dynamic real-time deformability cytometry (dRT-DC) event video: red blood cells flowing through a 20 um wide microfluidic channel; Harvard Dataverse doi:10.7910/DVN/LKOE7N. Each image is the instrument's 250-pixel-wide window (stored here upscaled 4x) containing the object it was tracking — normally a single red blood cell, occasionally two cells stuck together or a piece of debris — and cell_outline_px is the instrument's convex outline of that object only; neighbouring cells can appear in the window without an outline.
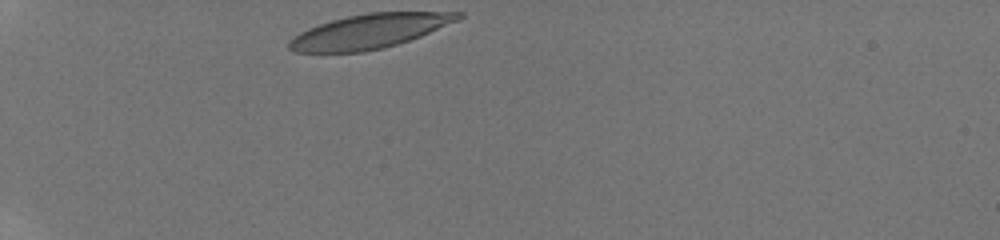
{"species": "human", "species_latin": "Homo sapiens", "temperature_condition": "room temperature", "stored_images_in_passage": 31, "camera_frame_rate_fps": 3000, "um_per_image_px": 0.085, "donor": {"sex": "male"}, "frame": {"image": 1, "passage_image": 1, "time_ms": 0.0, "image_size_px": [1000, 240], "cell_outline_px": [[464, 16], [460, 20], [420, 36], [384, 48], [364, 52], [296, 52], [288, 48], [288, 40], [300, 32], [308, 28], [332, 20], [348, 16], [368, 12], [464, 12]], "centroid_in_image_um": [31.42, 2.65], "position_along_channel_um": 53.6, "area_um2": 33.76}}
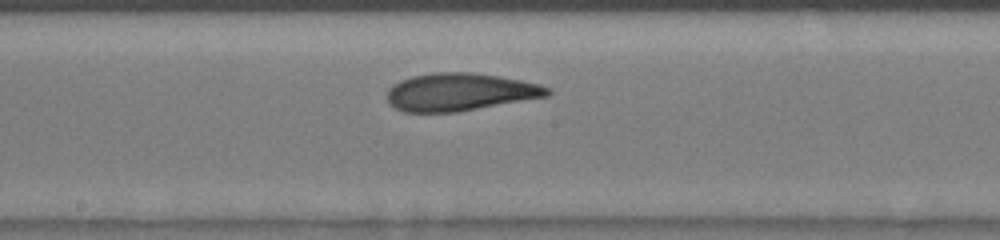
{"frame": {"image": 2, "passage_image": 15, "time_ms": 4.667, "image_size_px": [1000, 240], "cell_outline_px": [[552, 92], [548, 96], [456, 112], [404, 112], [388, 104], [388, 88], [400, 80], [412, 76], [432, 72], [472, 72], [520, 80], [540, 84], [552, 88]], "centroid_in_image_um": [39.09, 7.82], "position_along_channel_um": 209.1, "area_um2": 35.2}}
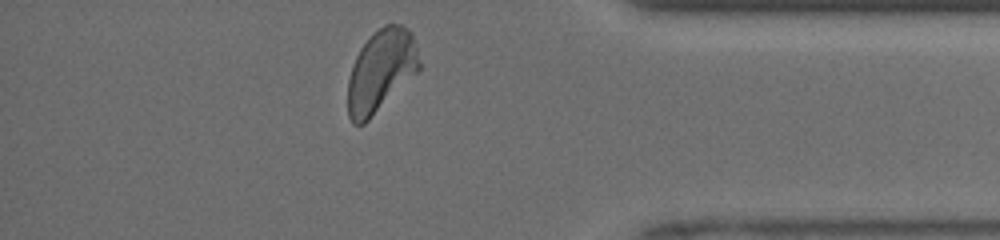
{"frame": {"image": 3, "passage_image": 30, "time_ms": 9.667, "image_size_px": [1000, 240], "cell_outline_px": [[420, 68], [364, 124], [352, 124], [348, 116], [348, 80], [352, 64], [360, 48], [384, 24], [404, 24], [412, 32], [420, 64]], "centroid_in_image_um": [32.36, 6.0], "position_along_channel_um": 402.8, "area_um2": 33.64}, "authors_computed_cell_mechanics": {"area_um2": 34.8534, "velocity_mm_per_s": 4.1726, "shape_relaxation_time_tau1_ms": 3.1322, "shape_relaxation_time_tau2_ms": 1.4058, "deformation_change_tau1": 0.1481, "deformation_change_tau2": 0.0792}}